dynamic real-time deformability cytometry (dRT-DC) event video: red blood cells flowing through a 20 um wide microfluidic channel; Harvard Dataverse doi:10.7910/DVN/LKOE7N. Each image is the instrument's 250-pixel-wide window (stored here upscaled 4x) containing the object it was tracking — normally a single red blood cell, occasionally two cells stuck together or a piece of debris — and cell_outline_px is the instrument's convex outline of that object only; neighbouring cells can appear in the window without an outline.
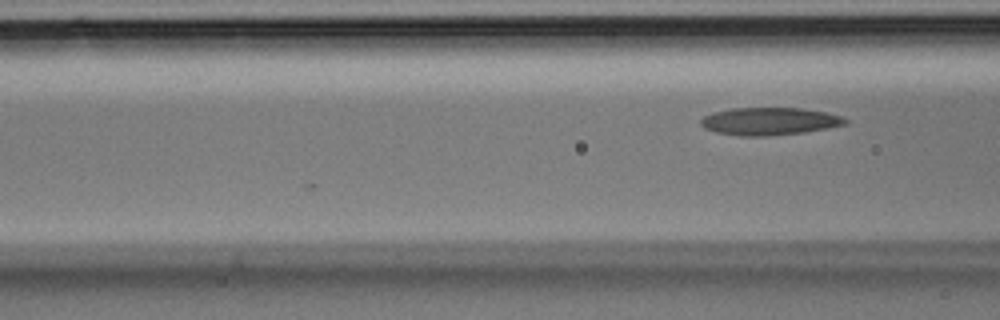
{"species": "Egyptian fruit bat (a non-hibernating species)", "species_latin": "Rousettus aegyptiacus", "temperature_condition": "room temperature", "stored_images_in_passage": 7, "camera_frame_rate_fps": 3000, "um_per_image_px": 0.085, "animal": {"sex": "male"}, "frame": {"image": 1, "passage_image": 7, "time_ms": 2.0, "image_size_px": [1000, 320], "cell_outline_px": [[848, 124], [828, 128], [804, 132], [768, 136], [740, 136], [716, 132], [704, 128], [700, 124], [700, 120], [704, 116], [712, 112], [732, 108], [800, 108], [824, 112], [840, 116], [848, 120]], "centroid_in_image_um": [65.38, 10.31], "position_along_channel_um": 101.2, "area_um2": 23.24}}